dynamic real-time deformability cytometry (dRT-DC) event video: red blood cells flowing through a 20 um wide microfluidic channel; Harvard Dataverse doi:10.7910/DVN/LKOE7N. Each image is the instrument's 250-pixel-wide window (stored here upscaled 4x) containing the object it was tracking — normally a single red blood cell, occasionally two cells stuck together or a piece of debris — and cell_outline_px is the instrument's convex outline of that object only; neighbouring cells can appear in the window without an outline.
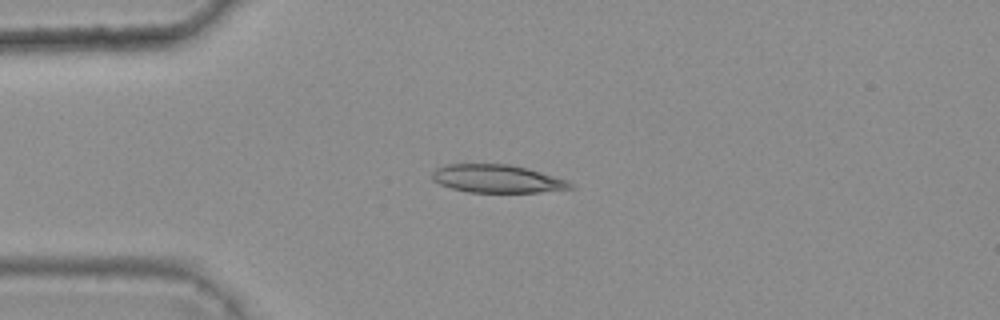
{"species": "common noctule bat (a hibernating species)", "species_latin": "Nyctalus noctula", "temperature_condition": "warm", "stored_images_in_passage": 4, "camera_frame_rate_fps": 3000, "um_per_image_px": 0.085, "animal": {"sex": "female", "body_mass_g": 25.1}, "frame": {"image": 1, "passage_image": 3, "time_ms": 0.667, "image_size_px": [1000, 320], "cell_outline_px": [[576, 188], [540, 192], [468, 192], [452, 188], [440, 184], [432, 180], [432, 172], [436, 168], [444, 164], [512, 164], [528, 168], [568, 180]], "centroid_in_image_um": [42.27, 15.18], "position_along_channel_um": 42.7, "area_um2": 22.72}}